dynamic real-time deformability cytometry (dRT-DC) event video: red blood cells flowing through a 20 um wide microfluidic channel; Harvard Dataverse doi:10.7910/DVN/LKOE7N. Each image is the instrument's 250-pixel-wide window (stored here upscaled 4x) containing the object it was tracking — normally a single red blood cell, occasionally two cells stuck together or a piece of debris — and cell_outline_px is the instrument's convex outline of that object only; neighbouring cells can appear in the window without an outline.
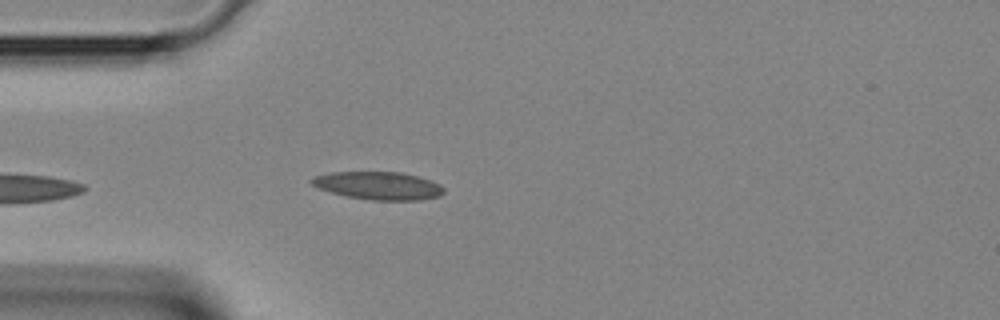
{"species": "Egyptian fruit bat (a non-hibernating species)", "species_latin": "Rousettus aegyptiacus", "temperature_condition": "room temperature", "stored_images_in_passage": 2, "camera_frame_rate_fps": 3000, "um_per_image_px": 0.085, "animal": {"sex": "female"}, "frame": {"image": 1, "passage_image": 2, "time_ms": 0.333, "image_size_px": [1000, 320], "cell_outline_px": [[444, 192], [440, 196], [420, 200], [372, 200], [348, 196], [332, 192], [320, 188], [312, 184], [308, 180], [312, 176], [332, 172], [400, 172], [432, 180], [440, 184], [444, 188]], "centroid_in_image_um": [32.18, 15.77], "position_along_channel_um": 52.8, "area_um2": 21.44}}